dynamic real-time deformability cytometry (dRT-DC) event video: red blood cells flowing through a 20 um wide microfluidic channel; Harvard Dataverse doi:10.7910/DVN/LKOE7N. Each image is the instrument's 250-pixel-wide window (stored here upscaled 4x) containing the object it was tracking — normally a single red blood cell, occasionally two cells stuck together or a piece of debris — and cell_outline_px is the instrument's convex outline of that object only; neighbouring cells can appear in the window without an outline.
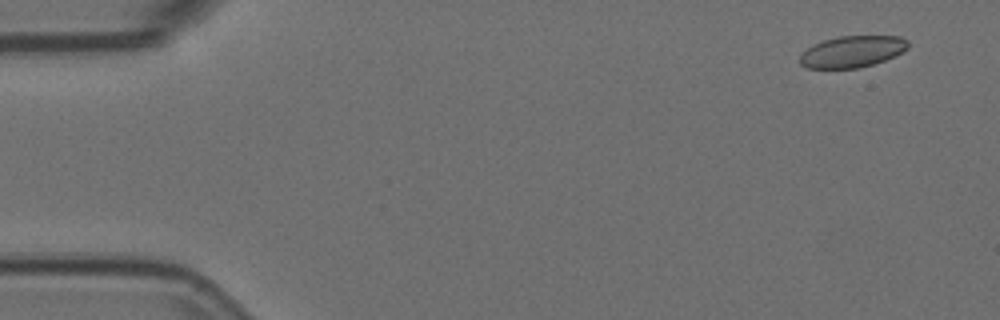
{"species": "Egyptian fruit bat (a non-hibernating species)", "species_latin": "Rousettus aegyptiacus", "temperature_condition": "room temperature", "stored_images_in_passage": 5, "camera_frame_rate_fps": 3000, "um_per_image_px": 0.085, "animal": {"sex": "female"}, "frame": {"image": 1, "passage_image": 1, "time_ms": 0.0, "image_size_px": [1000, 320], "cell_outline_px": [[908, 48], [884, 60], [860, 68], [808, 68], [800, 64], [800, 56], [812, 44], [836, 36], [900, 36], [908, 40]], "centroid_in_image_um": [72.42, 4.38], "position_along_channel_um": 12.6, "area_um2": 19.71}}